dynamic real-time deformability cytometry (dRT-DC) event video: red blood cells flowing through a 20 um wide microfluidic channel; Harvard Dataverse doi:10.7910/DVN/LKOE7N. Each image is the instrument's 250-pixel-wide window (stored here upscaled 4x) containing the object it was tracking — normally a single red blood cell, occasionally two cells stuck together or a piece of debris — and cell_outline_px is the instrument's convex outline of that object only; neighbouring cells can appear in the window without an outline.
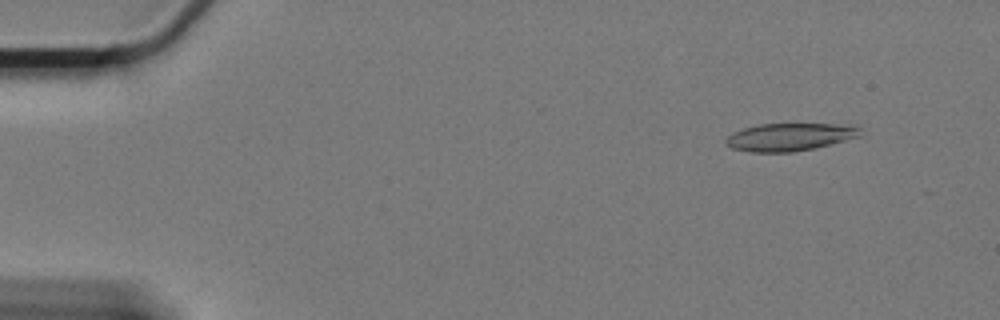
{"species": "Egyptian fruit bat (a non-hibernating species)", "species_latin": "Rousettus aegyptiacus", "temperature_condition": "cold", "stored_images_in_passage": 29, "camera_frame_rate_fps": 3000, "um_per_image_px": 0.085, "animal": {"sex": "female"}, "frame": {"image": 1, "passage_image": 6, "time_ms": 1.667, "image_size_px": [1000, 320], "cell_outline_px": [[860, 136], [812, 148], [792, 152], [752, 152], [732, 148], [724, 140], [732, 132], [744, 128], [760, 124], [852, 124], [860, 128]], "centroid_in_image_um": [67.11, 11.63], "position_along_channel_um": 17.9, "area_um2": 21.44}}